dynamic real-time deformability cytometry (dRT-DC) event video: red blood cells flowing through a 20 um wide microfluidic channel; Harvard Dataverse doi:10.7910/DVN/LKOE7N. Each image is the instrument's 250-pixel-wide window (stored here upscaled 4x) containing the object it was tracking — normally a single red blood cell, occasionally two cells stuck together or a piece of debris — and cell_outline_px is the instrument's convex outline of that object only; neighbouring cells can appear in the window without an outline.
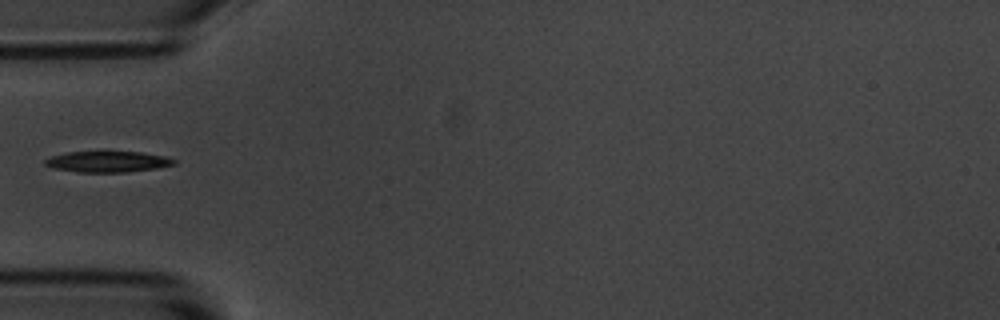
{"species": "common noctule bat (a hibernating species)", "species_latin": "Nyctalus noctula", "temperature_condition": "room temperature", "stored_images_in_passage": 3, "camera_frame_rate_fps": 3000, "um_per_image_px": 0.085, "animal": {"sex": "male", "body_mass_g": 20.1, "forearm_length_mm": 53.5}, "frame": {"image": 1, "passage_image": 2, "time_ms": 1.0, "image_size_px": [1000, 320], "cell_outline_px": [[176, 164], [156, 168], [124, 172], [80, 172], [52, 168], [44, 164], [44, 160], [52, 156], [68, 152], [104, 148], [140, 152], [164, 156], [176, 160]], "centroid_in_image_um": [9.12, 13.68], "position_along_channel_um": 75.9, "area_um2": 16.59}}